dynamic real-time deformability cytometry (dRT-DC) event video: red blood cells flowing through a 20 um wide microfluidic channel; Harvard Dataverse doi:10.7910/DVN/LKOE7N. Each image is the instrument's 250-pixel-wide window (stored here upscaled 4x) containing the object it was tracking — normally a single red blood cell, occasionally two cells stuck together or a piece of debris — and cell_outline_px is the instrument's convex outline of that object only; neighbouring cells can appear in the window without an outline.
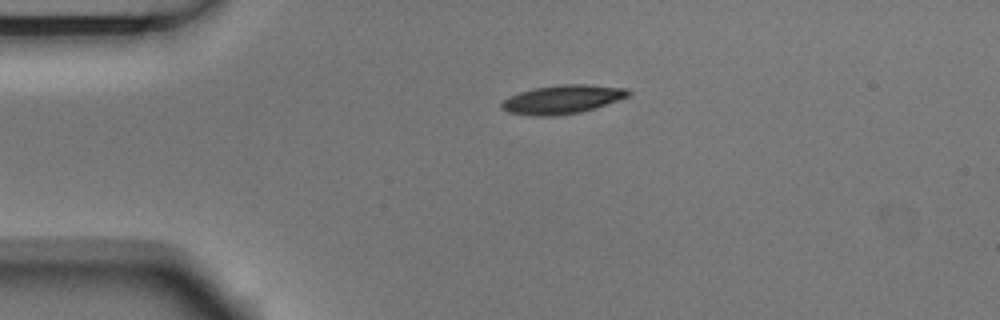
{"species": "Egyptian fruit bat (a non-hibernating species)", "species_latin": "Rousettus aegyptiacus", "temperature_condition": "room temperature", "stored_images_in_passage": 2, "camera_frame_rate_fps": 3000, "um_per_image_px": 0.085, "animal": {"sex": "male"}, "frame": {"image": 1, "passage_image": 1, "time_ms": 0.0, "image_size_px": [1000, 320], "cell_outline_px": [[632, 92], [628, 96], [620, 100], [596, 108], [580, 112], [556, 116], [536, 116], [508, 112], [500, 108], [500, 104], [508, 96], [520, 92], [536, 88], [564, 84], [584, 84], [628, 88]], "centroid_in_image_um": [47.83, 8.45], "position_along_channel_um": 37.2, "area_um2": 21.27}}